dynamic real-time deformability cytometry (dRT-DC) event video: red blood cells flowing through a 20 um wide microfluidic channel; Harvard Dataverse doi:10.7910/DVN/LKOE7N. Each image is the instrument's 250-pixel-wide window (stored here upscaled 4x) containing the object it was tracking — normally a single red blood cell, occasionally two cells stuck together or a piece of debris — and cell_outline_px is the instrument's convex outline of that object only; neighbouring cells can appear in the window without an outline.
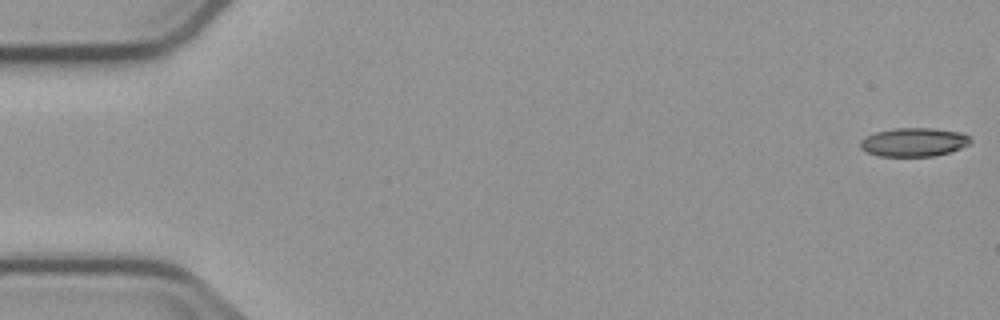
{"species": "common noctule bat (a hibernating species)", "species_latin": "Nyctalus noctula", "temperature_condition": "cold", "stored_images_in_passage": 7, "camera_frame_rate_fps": 3000, "um_per_image_px": 0.085, "animal": {"sex": "male", "body_mass_g": 23.1, "forearm_length_mm": 52.7}, "frame": {"image": 1, "passage_image": 1, "time_ms": 0.0, "image_size_px": [1000, 320], "cell_outline_px": [[972, 144], [948, 152], [932, 156], [880, 156], [868, 152], [860, 148], [860, 140], [864, 136], [876, 132], [892, 128], [932, 128], [964, 132], [972, 140]], "centroid_in_image_um": [77.69, 12.07], "position_along_channel_um": 7.3, "area_um2": 18.55}}